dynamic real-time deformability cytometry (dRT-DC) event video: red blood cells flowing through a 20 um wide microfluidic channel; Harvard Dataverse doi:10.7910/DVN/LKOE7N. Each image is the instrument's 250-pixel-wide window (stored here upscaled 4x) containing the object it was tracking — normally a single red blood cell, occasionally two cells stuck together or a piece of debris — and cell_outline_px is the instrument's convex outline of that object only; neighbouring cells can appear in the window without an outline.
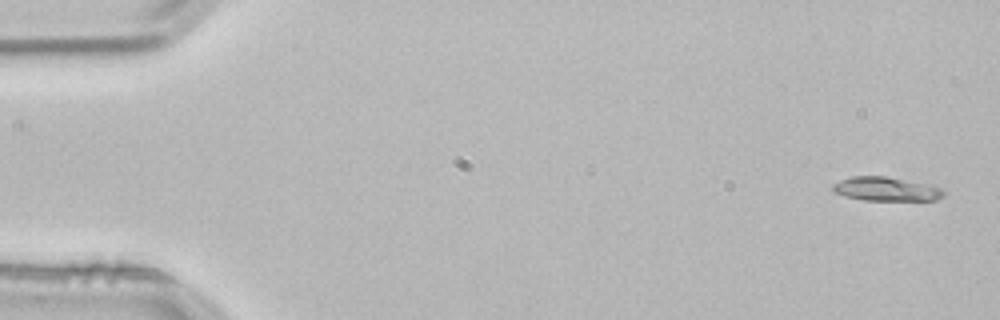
{"species": "common noctule bat (a hibernating species)", "species_latin": "Nyctalus noctula", "temperature_condition": "room temperature", "stored_images_in_passage": 4, "camera_frame_rate_fps": 3000, "um_per_image_px": 0.085, "animal": {"sex": "male", "body_mass_g": 21.5, "forearm_length_mm": 52.0}, "frame": {"image": 1, "passage_image": 1, "time_ms": 0.0, "image_size_px": [1000, 320], "cell_outline_px": [[944, 196], [936, 200], [864, 200], [844, 196], [836, 192], [832, 188], [832, 184], [840, 180], [852, 176], [884, 176], [932, 184], [940, 188], [944, 192]], "centroid_in_image_um": [75.34, 16.06], "position_along_channel_um": 9.7, "area_um2": 15.49}}
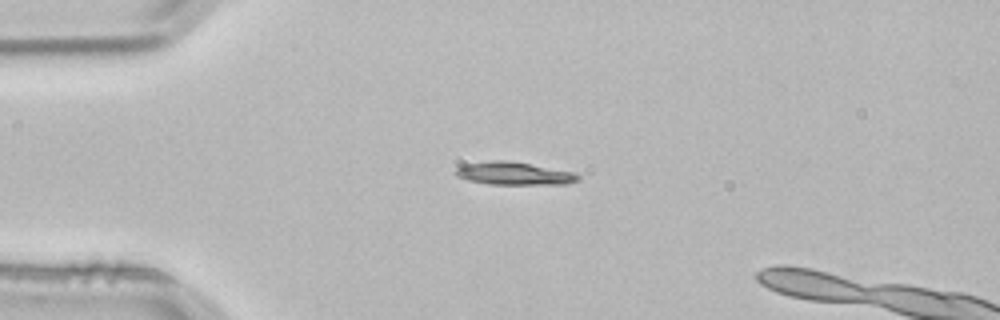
{"frame": {"image": 2, "passage_image": 3, "time_ms": 0.667, "image_size_px": [1000, 320], "cell_outline_px": [[580, 180], [568, 184], [488, 184], [468, 180], [456, 176], [452, 172], [456, 168], [468, 164], [492, 160], [504, 160], [576, 172], [580, 176]], "centroid_in_image_um": [43.71, 14.75], "position_along_channel_um": 41.3, "area_um2": 16.24}}